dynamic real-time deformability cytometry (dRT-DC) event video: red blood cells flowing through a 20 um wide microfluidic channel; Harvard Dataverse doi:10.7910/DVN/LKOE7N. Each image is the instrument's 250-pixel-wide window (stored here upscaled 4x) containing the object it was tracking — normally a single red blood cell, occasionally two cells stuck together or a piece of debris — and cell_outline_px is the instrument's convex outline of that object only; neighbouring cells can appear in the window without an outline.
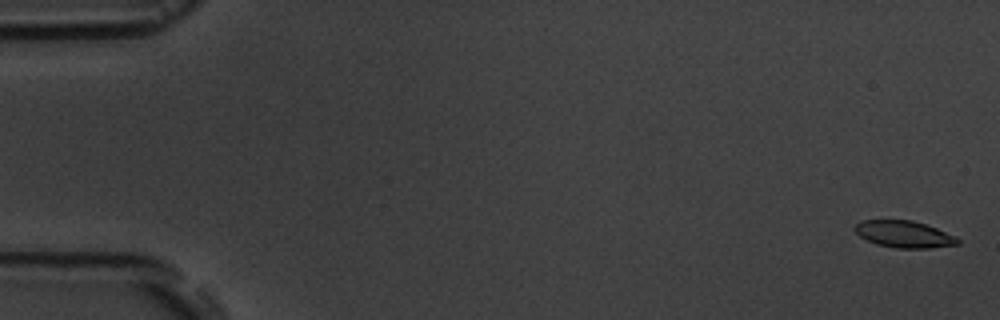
{"species": "common noctule bat (a hibernating species)", "species_latin": "Nyctalus noctula", "temperature_condition": "room temperature", "stored_images_in_passage": 7, "camera_frame_rate_fps": 3000, "um_per_image_px": 0.085, "animal": {"sex": "male", "body_mass_g": 19.5, "forearm_length_mm": 54.6}, "frame": {"image": 1, "passage_image": 1, "time_ms": 0.0, "image_size_px": [1000, 320], "cell_outline_px": [[960, 244], [928, 248], [896, 248], [876, 244], [860, 236], [852, 228], [860, 220], [912, 220], [936, 228], [956, 236], [960, 240]], "centroid_in_image_um": [76.84, 19.9], "position_along_channel_um": 8.2, "area_um2": 16.07}}